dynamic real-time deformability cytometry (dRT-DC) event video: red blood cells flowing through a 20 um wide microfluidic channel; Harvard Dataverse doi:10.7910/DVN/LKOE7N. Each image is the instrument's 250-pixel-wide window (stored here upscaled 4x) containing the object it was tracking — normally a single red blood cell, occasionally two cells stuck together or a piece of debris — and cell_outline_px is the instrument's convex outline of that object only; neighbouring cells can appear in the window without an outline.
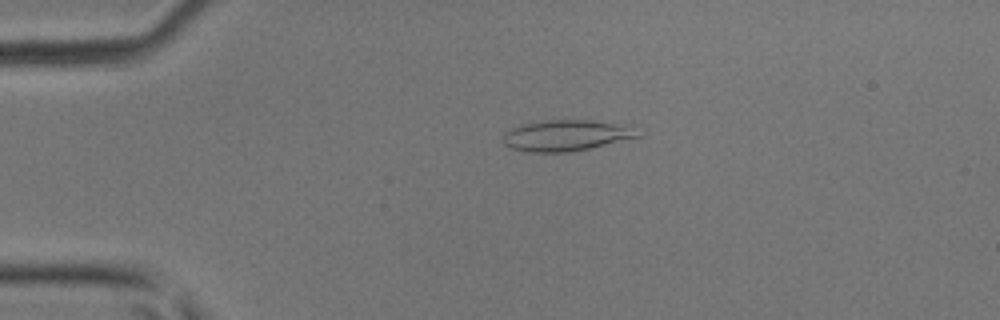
{"species": "common noctule bat (a hibernating species)", "species_latin": "Nyctalus noctula", "temperature_condition": "room temperature", "stored_images_in_passage": 30, "camera_frame_rate_fps": 3000, "um_per_image_px": 0.085, "animal": {"sex": "male", "body_mass_g": 17.9, "forearm_length_mm": 54.2}, "frame": {"image": 1, "passage_image": 5, "time_ms": 1.333, "image_size_px": [1000, 320], "cell_outline_px": [[644, 132], [640, 136], [588, 148], [568, 152], [528, 152], [512, 148], [504, 144], [504, 136], [512, 128], [520, 124], [544, 120], [588, 120], [640, 124]], "centroid_in_image_um": [48.31, 11.48], "position_along_channel_um": 36.7, "area_um2": 24.85}}
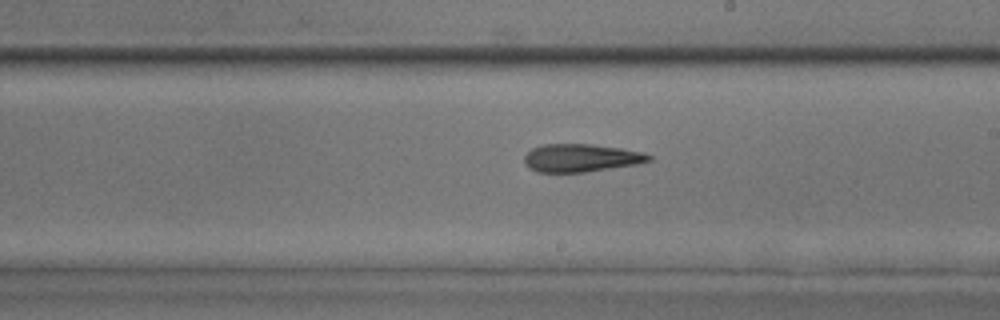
{"frame": {"image": 2, "passage_image": 21, "time_ms": 6.667, "image_size_px": [1000, 320], "cell_outline_px": [[652, 160], [636, 164], [584, 172], [536, 172], [528, 168], [524, 164], [524, 156], [532, 148], [544, 144], [592, 144], [620, 148], [644, 152], [652, 156]], "centroid_in_image_um": [49.36, 13.42], "position_along_channel_um": 239.6, "area_um2": 20.29}}
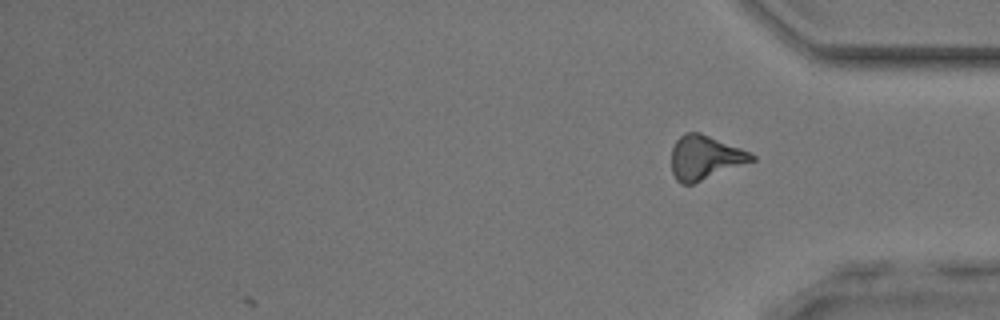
{"frame": {"image": 3, "passage_image": 30, "time_ms": 9.667, "image_size_px": [1000, 320], "cell_outline_px": [[756, 160], [692, 184], [680, 184], [676, 180], [672, 172], [672, 148], [676, 140], [684, 132], [700, 132], [740, 148], [756, 156]], "centroid_in_image_um": [59.9, 13.39], "position_along_channel_um": 375.3, "area_um2": 20.52}}